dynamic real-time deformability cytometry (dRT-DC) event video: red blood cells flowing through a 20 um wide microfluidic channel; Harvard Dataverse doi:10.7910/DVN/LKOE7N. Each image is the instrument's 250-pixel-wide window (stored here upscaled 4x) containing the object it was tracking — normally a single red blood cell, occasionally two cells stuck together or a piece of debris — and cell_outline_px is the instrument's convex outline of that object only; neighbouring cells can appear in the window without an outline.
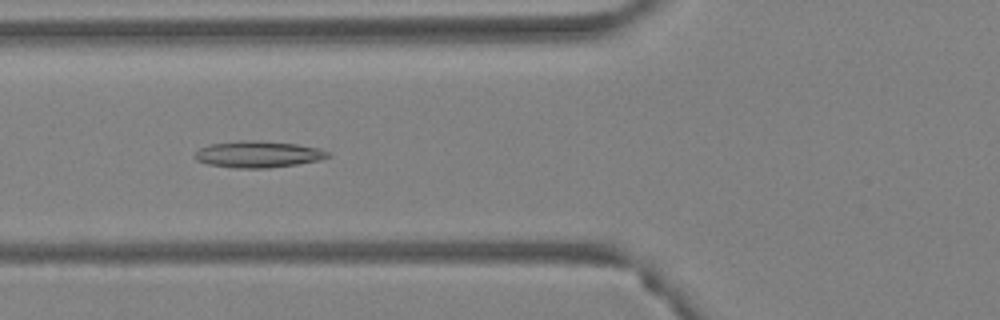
{"species": "Egyptian fruit bat (a non-hibernating species)", "species_latin": "Rousettus aegyptiacus", "temperature_condition": "warm", "stored_images_in_passage": 54, "camera_frame_rate_fps": 3000, "um_per_image_px": 0.085, "animal": {"sex": "female"}, "frame": {"image": 1, "passage_image": 21, "time_ms": 6.667, "image_size_px": [1000, 320], "cell_outline_px": [[332, 156], [316, 160], [296, 164], [268, 168], [236, 168], [208, 164], [196, 160], [192, 156], [200, 148], [208, 144], [240, 140], [260, 140], [296, 144], [316, 148], [328, 152]], "centroid_in_image_um": [21.87, 13.1], "position_along_channel_um": 103.9, "area_um2": 20.52}}
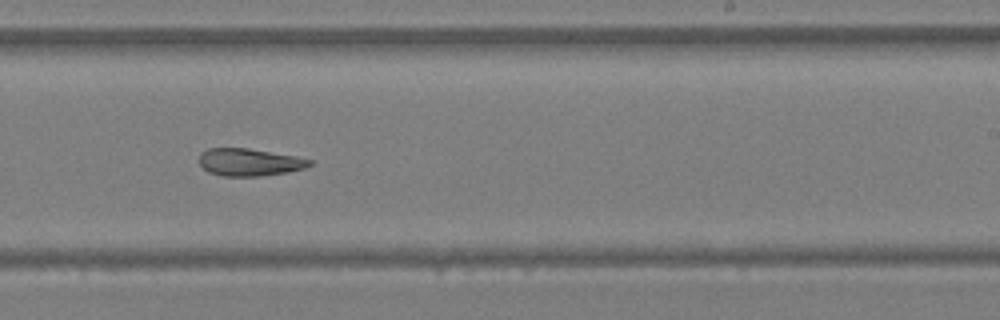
{"frame": {"image": 2, "passage_image": 34, "time_ms": 11.0, "image_size_px": [1000, 320], "cell_outline_px": [[312, 164], [304, 168], [288, 172], [260, 176], [224, 176], [208, 172], [200, 164], [200, 152], [208, 148], [248, 148], [296, 156], [312, 160]], "centroid_in_image_um": [21.2, 13.78], "position_along_channel_um": 267.8, "area_um2": 17.63}}
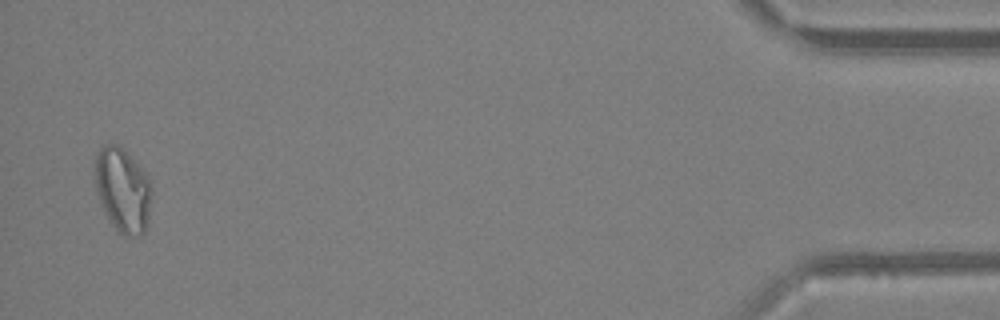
{"frame": {"image": 3, "passage_image": 53, "time_ms": 17.333, "image_size_px": [1000, 320], "cell_outline_px": [[152, 196], [148, 224], [144, 232], [140, 236], [124, 236], [116, 232], [104, 212], [96, 192], [92, 172], [92, 168], [96, 156], [100, 148], [104, 144], [120, 144], [152, 180]], "centroid_in_image_um": [10.42, 16.15], "position_along_channel_um": 424.8, "area_um2": 29.02}, "authors_computed_cell_mechanics": {"area_um2": 21.7617, "velocity_mm_per_s": 3.7863, "shape_relaxation_time_tau1_ms": null, "shape_relaxation_time_tau2_ms": 7.4038, "deformation_change_tau1": null, "deformation_change_tau2": 0.157}}